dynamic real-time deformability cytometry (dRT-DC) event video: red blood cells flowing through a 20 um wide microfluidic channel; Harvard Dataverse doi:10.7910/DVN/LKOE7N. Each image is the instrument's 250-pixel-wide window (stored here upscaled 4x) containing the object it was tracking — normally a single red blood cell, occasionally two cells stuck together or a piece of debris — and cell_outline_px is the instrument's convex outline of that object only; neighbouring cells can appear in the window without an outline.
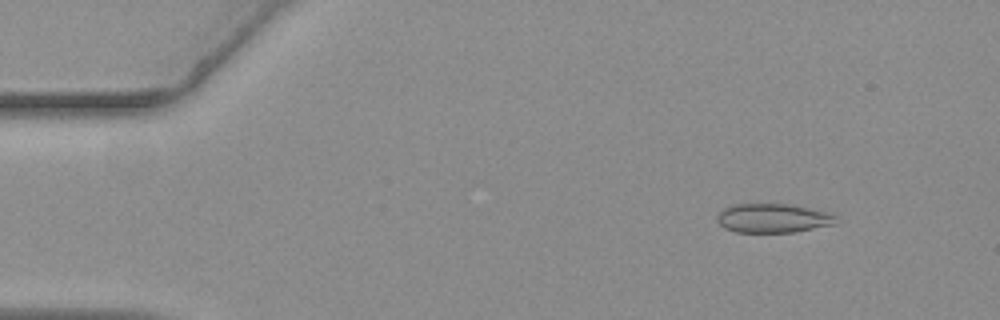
{"species": "common noctule bat (a hibernating species)", "species_latin": "Nyctalus noctula", "temperature_condition": "warm", "stored_images_in_passage": 51, "camera_frame_rate_fps": 3000, "um_per_image_px": 0.085, "animal": {"sex": "female", "body_mass_g": 19.3, "forearm_length_mm": 54.1}, "frame": {"image": 1, "passage_image": 1, "time_ms": 0.0, "image_size_px": [1000, 320], "cell_outline_px": [[836, 224], [792, 232], [736, 232], [724, 228], [716, 220], [716, 216], [720, 208], [732, 204], [788, 204], [828, 212], [836, 216]], "centroid_in_image_um": [65.63, 18.54], "position_along_channel_um": 19.4, "area_um2": 20.23}}
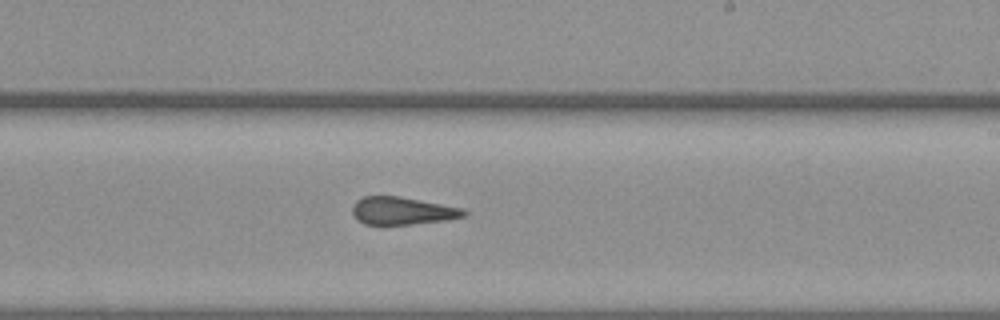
{"frame": {"image": 2, "passage_image": 28, "time_ms": 9.0, "image_size_px": [1000, 320], "cell_outline_px": [[468, 216], [444, 220], [408, 224], [364, 224], [356, 220], [352, 212], [352, 204], [356, 200], [364, 196], [400, 196], [464, 208], [468, 212]], "centroid_in_image_um": [34.2, 17.91], "position_along_channel_um": 254.8, "area_um2": 18.09}}
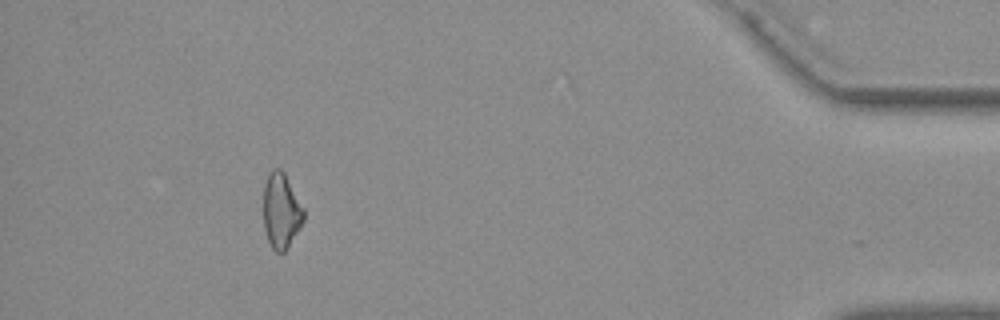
{"frame": {"image": 3, "passage_image": 46, "time_ms": 15.0, "image_size_px": [1000, 320], "cell_outline_px": [[304, 220], [300, 228], [288, 248], [284, 252], [276, 252], [272, 248], [268, 240], [264, 228], [264, 184], [268, 172], [272, 168], [280, 168], [284, 172], [304, 208]], "centroid_in_image_um": [23.9, 17.91], "position_along_channel_um": 411.3, "area_um2": 17.8}, "authors_computed_cell_mechanics": {"area_um2": 19.2474, "velocity_mm_per_s": 3.6426, "shape_relaxation_time_tau1_ms": null, "shape_relaxation_time_tau2_ms": 8.2718, "deformation_change_tau1": null, "deformation_change_tau2": 0.1373}}